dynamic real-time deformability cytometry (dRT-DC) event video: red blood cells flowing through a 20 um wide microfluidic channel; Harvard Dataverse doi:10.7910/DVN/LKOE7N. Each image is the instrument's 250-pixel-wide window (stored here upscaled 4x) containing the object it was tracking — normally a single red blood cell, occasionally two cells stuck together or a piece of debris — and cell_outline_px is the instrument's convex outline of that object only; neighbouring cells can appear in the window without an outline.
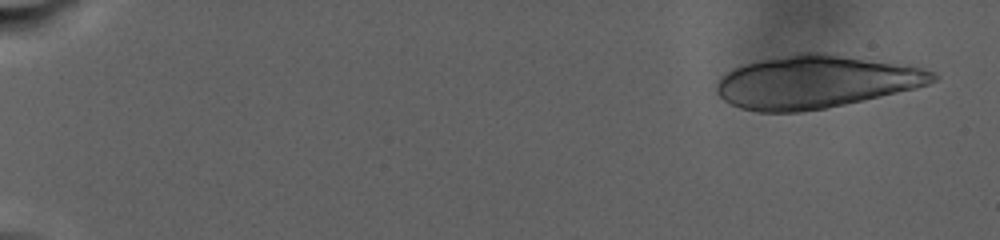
{"species": "human", "species_latin": "Homo sapiens", "temperature_condition": "warm", "stored_images_in_passage": 23, "camera_frame_rate_fps": 3000, "um_per_image_px": 0.085, "donor": {"sex": "male"}, "frame": {"image": 1, "passage_image": 3, "time_ms": 1.0, "image_size_px": [1000, 240], "cell_outline_px": [[940, 76], [936, 80], [928, 84], [880, 96], [844, 104], [824, 108], [800, 112], [760, 112], [740, 108], [724, 100], [716, 92], [716, 84], [720, 76], [744, 64], [804, 52], [824, 52], [908, 64], [936, 72]], "centroid_in_image_um": [69.36, 6.95], "position_along_channel_um": 15.6, "area_um2": 66.24}}